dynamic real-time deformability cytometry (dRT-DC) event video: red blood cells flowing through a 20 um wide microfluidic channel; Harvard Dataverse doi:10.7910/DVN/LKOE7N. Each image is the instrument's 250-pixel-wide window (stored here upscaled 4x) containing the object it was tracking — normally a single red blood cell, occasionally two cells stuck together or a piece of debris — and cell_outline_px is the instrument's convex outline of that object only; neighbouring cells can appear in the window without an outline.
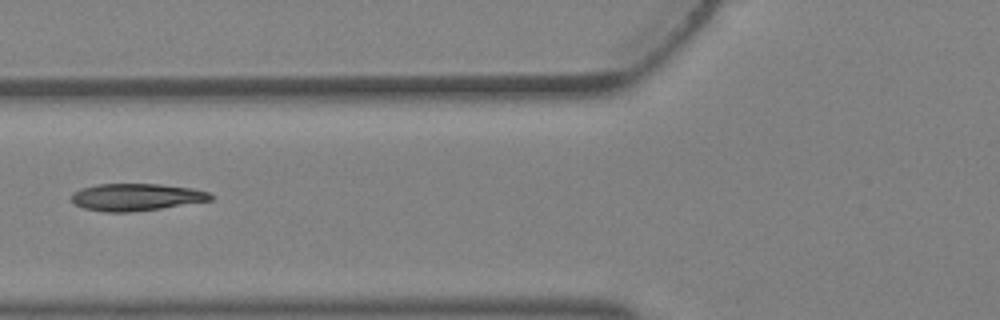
{"species": "Egyptian fruit bat (a non-hibernating species)", "species_latin": "Rousettus aegyptiacus", "temperature_condition": "warm", "stored_images_in_passage": 2, "camera_frame_rate_fps": 3000, "um_per_image_px": 0.085, "animal": {"sex": "female"}, "frame": {"image": 1, "passage_image": 2, "time_ms": 0.333, "image_size_px": [1000, 320], "cell_outline_px": [[212, 200], [160, 208], [128, 212], [104, 212], [84, 208], [76, 204], [72, 200], [72, 192], [80, 188], [100, 184], [160, 184], [192, 188], [212, 192]], "centroid_in_image_um": [11.59, 16.74], "position_along_channel_um": 114.2, "area_um2": 21.96}}